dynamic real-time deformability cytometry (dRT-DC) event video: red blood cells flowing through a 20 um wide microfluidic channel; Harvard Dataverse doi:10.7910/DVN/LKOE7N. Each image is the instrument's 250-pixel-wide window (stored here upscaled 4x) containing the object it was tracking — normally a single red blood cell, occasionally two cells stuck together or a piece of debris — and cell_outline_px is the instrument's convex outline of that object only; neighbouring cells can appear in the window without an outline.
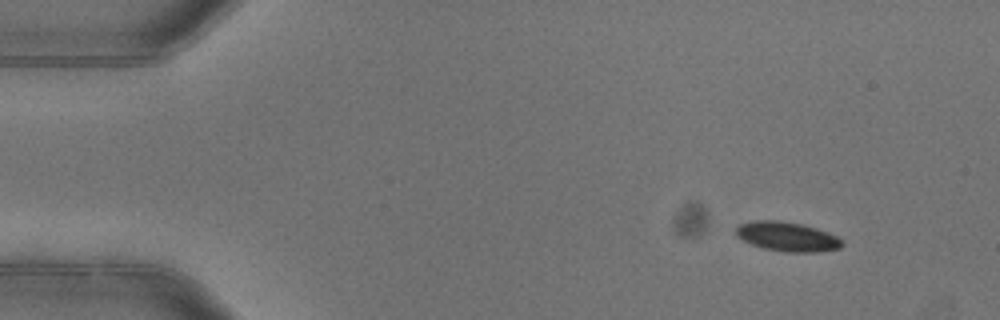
{"species": "common noctule bat (a hibernating species)", "species_latin": "Nyctalus noctula", "temperature_condition": "warm", "stored_images_in_passage": 4, "camera_frame_rate_fps": 3000, "um_per_image_px": 0.085, "animal": {"sex": "female"}, "frame": {"image": 1, "passage_image": 1, "time_ms": 0.0, "image_size_px": [1000, 320], "cell_outline_px": [[844, 244], [840, 248], [816, 252], [784, 252], [764, 248], [752, 244], [736, 236], [736, 228], [740, 224], [752, 220], [780, 220], [800, 224], [816, 228], [836, 236]], "centroid_in_image_um": [66.89, 20.11], "position_along_channel_um": 18.1, "area_um2": 18.03}}
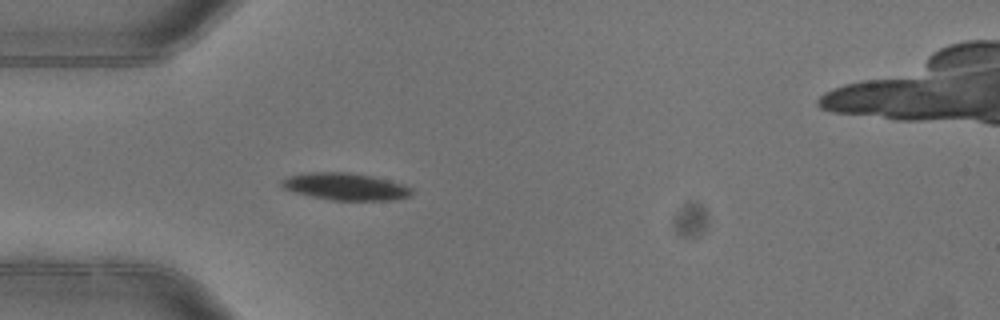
{"frame": {"image": 2, "passage_image": 4, "time_ms": 1.0, "image_size_px": [1000, 320], "cell_outline_px": [[412, 196], [396, 200], [332, 200], [312, 196], [296, 192], [284, 188], [280, 184], [280, 180], [292, 176], [312, 172], [348, 172], [372, 176], [404, 184], [412, 188]], "centroid_in_image_um": [29.43, 15.86], "position_along_channel_um": 55.6, "area_um2": 20.4}}